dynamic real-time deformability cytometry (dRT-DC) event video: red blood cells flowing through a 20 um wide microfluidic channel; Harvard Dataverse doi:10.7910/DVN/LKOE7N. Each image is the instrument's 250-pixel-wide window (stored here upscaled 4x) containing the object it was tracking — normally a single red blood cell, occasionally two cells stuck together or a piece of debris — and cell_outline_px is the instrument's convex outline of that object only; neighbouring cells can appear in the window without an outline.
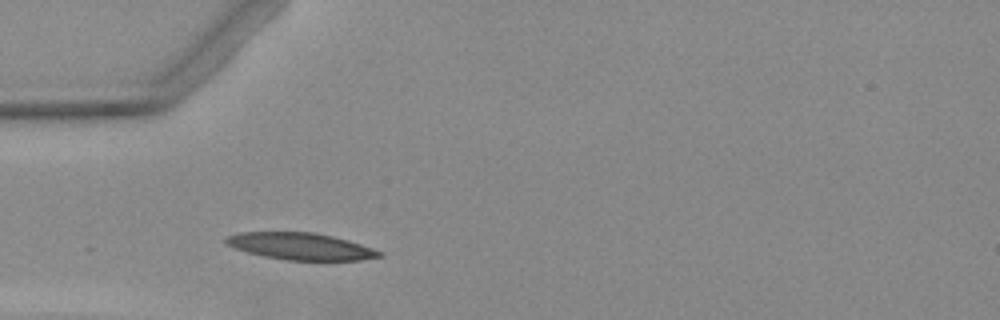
{"species": "Egyptian fruit bat (a non-hibernating species)", "species_latin": "Rousettus aegyptiacus", "temperature_condition": "warm", "stored_images_in_passage": 2, "camera_frame_rate_fps": 3000, "um_per_image_px": 0.085, "animal": {"sex": "female"}, "frame": {"image": 1, "passage_image": 2, "time_ms": 1.0, "image_size_px": [1000, 320], "cell_outline_px": [[384, 256], [360, 260], [288, 260], [264, 256], [248, 252], [236, 248], [228, 244], [224, 240], [228, 236], [240, 232], [312, 232], [332, 236], [348, 240], [384, 252]], "centroid_in_image_um": [25.6, 20.93], "position_along_channel_um": 59.4, "area_um2": 23.81}}